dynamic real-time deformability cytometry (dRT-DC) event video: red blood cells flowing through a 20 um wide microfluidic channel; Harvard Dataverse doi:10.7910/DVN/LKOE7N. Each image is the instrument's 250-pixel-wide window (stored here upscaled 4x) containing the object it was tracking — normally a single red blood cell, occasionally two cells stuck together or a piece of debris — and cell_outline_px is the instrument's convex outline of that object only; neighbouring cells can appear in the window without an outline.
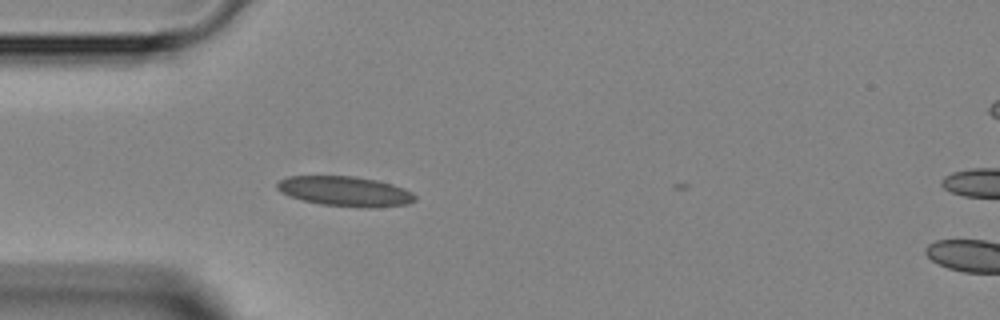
{"species": "Egyptian fruit bat (a non-hibernating species)", "species_latin": "Rousettus aegyptiacus", "temperature_condition": "room temperature", "stored_images_in_passage": 3, "camera_frame_rate_fps": 3000, "um_per_image_px": 0.085, "animal": {"sex": "female"}, "frame": {"image": 1, "passage_image": 2, "time_ms": 2.667, "image_size_px": [1000, 320], "cell_outline_px": [[416, 200], [408, 204], [368, 208], [364, 208], [320, 204], [304, 200], [292, 196], [276, 188], [276, 184], [280, 180], [288, 176], [356, 176], [376, 180], [392, 184], [404, 188], [412, 192], [416, 196]], "centroid_in_image_um": [29.38, 16.26], "position_along_channel_um": 55.6, "area_um2": 23.93}}